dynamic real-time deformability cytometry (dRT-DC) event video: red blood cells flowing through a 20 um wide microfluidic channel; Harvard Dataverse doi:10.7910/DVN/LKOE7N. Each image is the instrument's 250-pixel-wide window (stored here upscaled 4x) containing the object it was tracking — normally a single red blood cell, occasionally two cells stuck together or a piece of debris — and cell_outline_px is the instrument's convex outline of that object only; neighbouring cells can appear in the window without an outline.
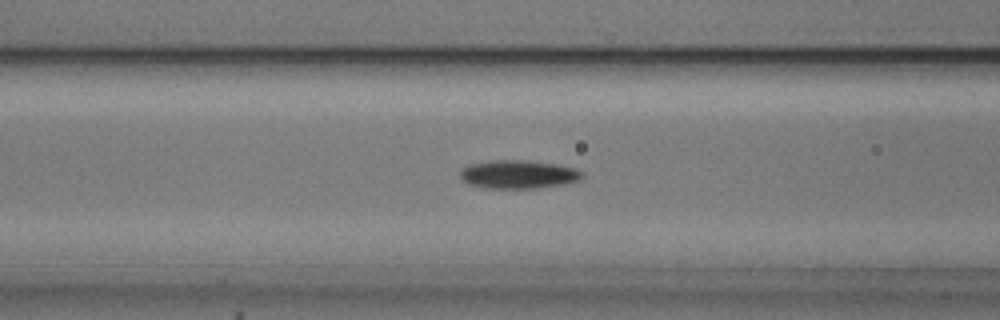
{"species": "common noctule bat (a hibernating species)", "species_latin": "Nyctalus noctula", "temperature_condition": "cold", "stored_images_in_passage": 46, "camera_frame_rate_fps": 3000, "um_per_image_px": 0.085, "animal": {"sex": "male", "body_mass_g": 20.5, "forearm_length_mm": 52.5}, "frame": {"image": 1, "passage_image": 13, "time_ms": 4.0, "image_size_px": [1000, 320], "cell_outline_px": [[584, 176], [580, 180], [564, 184], [540, 188], [484, 188], [468, 184], [460, 176], [460, 172], [468, 164], [492, 160], [520, 160], [556, 164], [572, 168], [584, 172]], "centroid_in_image_um": [44.06, 14.83], "position_along_channel_um": 122.5, "area_um2": 20.17}}
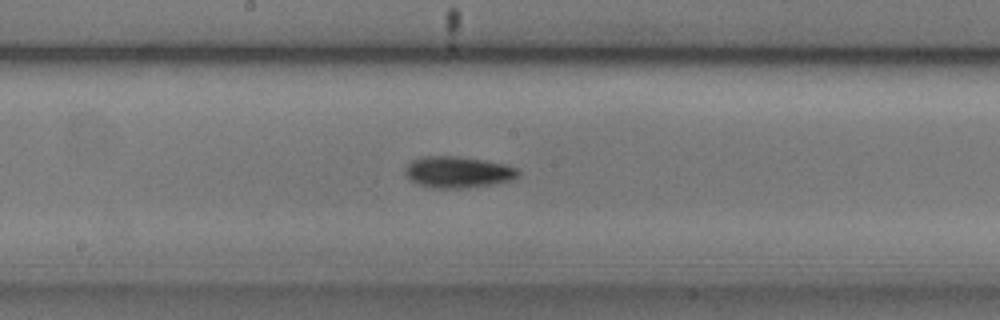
{"frame": {"image": 2, "passage_image": 20, "time_ms": 6.333, "image_size_px": [1000, 320], "cell_outline_px": [[520, 176], [512, 180], [496, 184], [468, 188], [432, 188], [420, 184], [412, 180], [404, 172], [408, 164], [412, 160], [424, 156], [456, 156], [484, 160], [504, 164], [516, 168], [520, 172]], "centroid_in_image_um": [38.97, 14.63], "position_along_channel_um": 209.2, "area_um2": 20.69}}
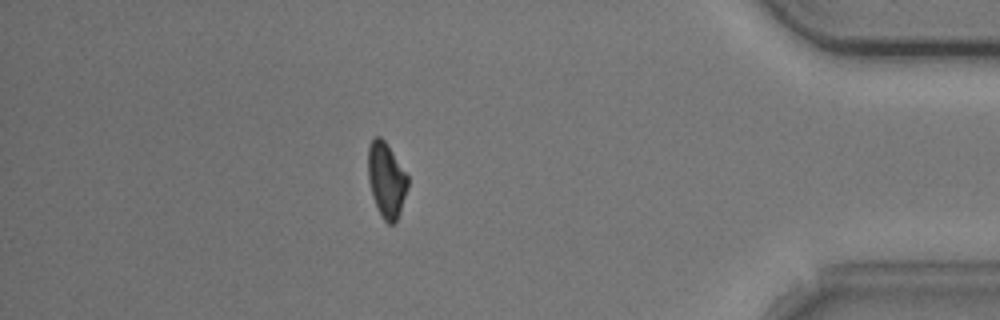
{"frame": {"image": 3, "passage_image": 39, "time_ms": 12.667, "image_size_px": [1000, 320], "cell_outline_px": [[408, 188], [400, 212], [396, 220], [392, 224], [388, 224], [384, 220], [372, 196], [368, 180], [368, 144], [376, 136], [380, 136], [384, 140], [408, 176]], "centroid_in_image_um": [32.83, 15.28], "position_along_channel_um": 402.4, "area_um2": 17.17}, "authors_computed_cell_mechanics": {"area_um2": 18.6405, "velocity_mm_per_s": 3.7043, "shape_relaxation_time_tau1_ms": 2.2629, "shape_relaxation_time_tau2_ms": 11.0432, "deformation_change_tau1": 0.1222, "deformation_change_tau2": 0.1626}}